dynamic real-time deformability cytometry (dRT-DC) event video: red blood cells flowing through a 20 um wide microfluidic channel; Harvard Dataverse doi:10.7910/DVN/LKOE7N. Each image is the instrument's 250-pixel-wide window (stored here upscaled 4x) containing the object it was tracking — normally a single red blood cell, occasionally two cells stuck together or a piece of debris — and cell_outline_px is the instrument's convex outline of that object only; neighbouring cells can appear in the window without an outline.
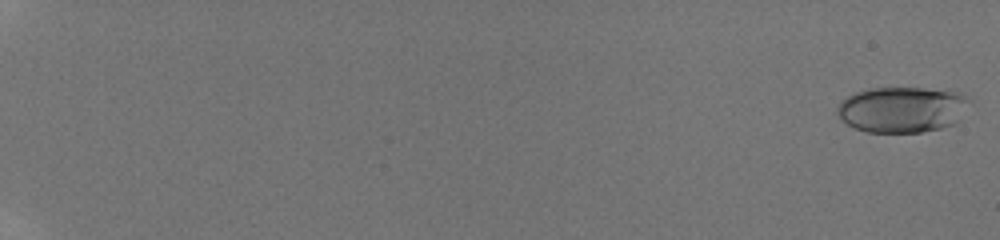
{"species": "human", "species_latin": "Homo sapiens", "temperature_condition": "room temperature", "stored_images_in_passage": 32, "camera_frame_rate_fps": 3000, "um_per_image_px": 0.085, "donor": {"sex": "male"}, "frame": {"image": 1, "passage_image": 1, "time_ms": 0.0, "image_size_px": [1000, 240], "cell_outline_px": [[972, 104], [956, 124], [940, 128], [920, 132], [868, 132], [856, 128], [840, 120], [836, 112], [836, 108], [840, 100], [856, 92], [868, 88], [948, 88], [960, 92], [968, 96], [972, 100]], "centroid_in_image_um": [76.76, 9.28], "position_along_channel_um": 8.2, "area_um2": 36.24}}
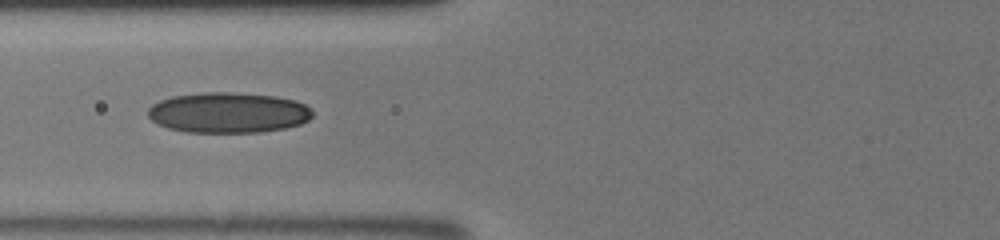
{"frame": {"image": 2, "passage_image": 23, "time_ms": 8.333, "image_size_px": [1000, 240], "cell_outline_px": [[312, 116], [308, 120], [300, 124], [284, 128], [260, 132], [188, 132], [168, 128], [156, 124], [148, 116], [148, 108], [152, 104], [160, 100], [172, 96], [204, 92], [232, 92], [276, 96], [296, 100], [312, 108]], "centroid_in_image_um": [19.39, 9.57], "position_along_channel_um": 106.4, "area_um2": 39.02}}
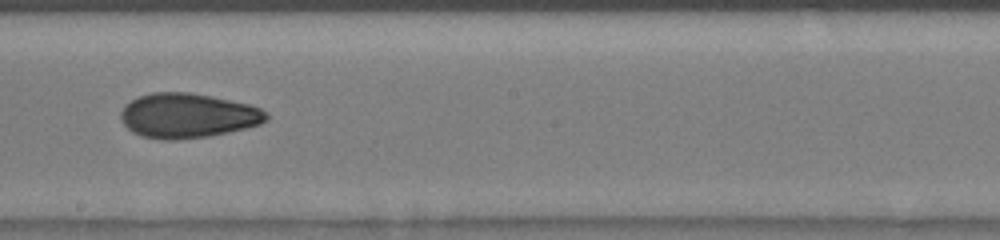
{"frame": {"image": 3, "passage_image": 31, "time_ms": 11.333, "image_size_px": [1000, 240], "cell_outline_px": [[268, 120], [260, 124], [228, 132], [208, 136], [176, 140], [164, 140], [140, 136], [132, 132], [120, 120], [120, 112], [124, 104], [140, 96], [152, 92], [188, 92], [212, 96], [248, 104], [260, 108], [268, 116]], "centroid_in_image_um": [15.91, 9.83], "position_along_channel_um": 232.3, "area_um2": 37.92}}